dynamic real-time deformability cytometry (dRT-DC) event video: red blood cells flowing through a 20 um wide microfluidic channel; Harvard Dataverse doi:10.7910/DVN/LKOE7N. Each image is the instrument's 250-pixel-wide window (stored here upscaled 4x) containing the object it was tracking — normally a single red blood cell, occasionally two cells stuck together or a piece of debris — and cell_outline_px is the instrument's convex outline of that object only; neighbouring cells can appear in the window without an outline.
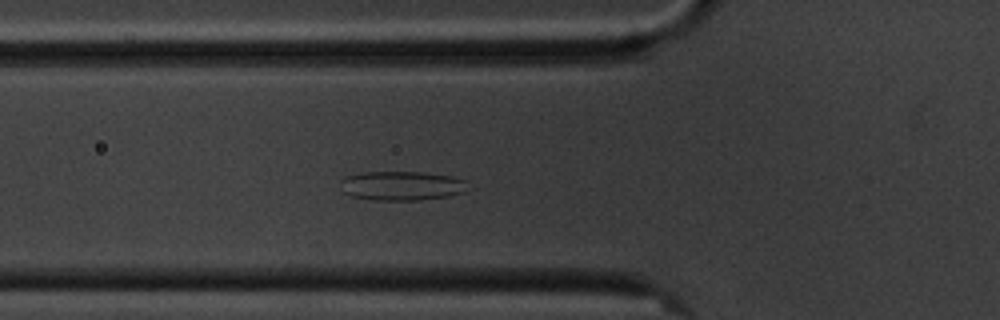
{"species": "common noctule bat (a hibernating species)", "species_latin": "Nyctalus noctula", "temperature_condition": "cold", "stored_images_in_passage": 5, "camera_frame_rate_fps": 3000, "um_per_image_px": 0.085, "animal": {"sex": "male", "body_mass_g": 20.1, "forearm_length_mm": 53.5}, "frame": {"image": 1, "passage_image": 5, "time_ms": 4.333, "image_size_px": [1000, 320], "cell_outline_px": [[472, 188], [464, 192], [448, 196], [420, 200], [372, 200], [352, 196], [344, 192], [340, 180], [344, 176], [364, 172], [420, 172], [452, 176], [468, 180]], "centroid_in_image_um": [34.22, 15.79], "position_along_channel_um": 91.6, "area_um2": 22.02}}